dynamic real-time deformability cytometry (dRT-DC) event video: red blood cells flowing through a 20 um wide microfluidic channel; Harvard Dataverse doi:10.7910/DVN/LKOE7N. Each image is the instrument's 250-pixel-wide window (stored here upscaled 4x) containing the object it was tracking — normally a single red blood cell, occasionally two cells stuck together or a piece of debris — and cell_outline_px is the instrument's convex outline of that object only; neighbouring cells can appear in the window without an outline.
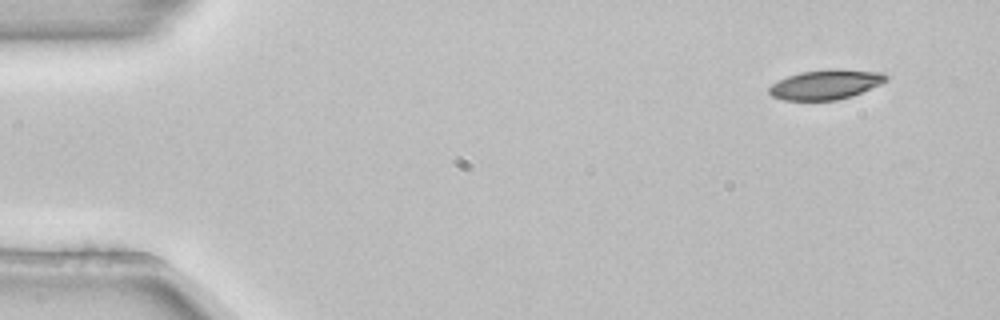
{"species": "common noctule bat (a hibernating species)", "species_latin": "Nyctalus noctula", "temperature_condition": "room temperature", "stored_images_in_passage": 5, "camera_frame_rate_fps": 3000, "um_per_image_px": 0.085, "animal": {"sex": "female", "body_mass_g": 22.7, "forearm_length_mm": 54.2}, "frame": {"image": 1, "passage_image": 1, "time_ms": 0.0, "image_size_px": [1000, 320], "cell_outline_px": [[888, 80], [880, 84], [852, 96], [836, 100], [784, 100], [772, 96], [768, 92], [768, 88], [772, 84], [788, 76], [800, 72], [828, 68], [836, 68], [884, 72], [888, 76]], "centroid_in_image_um": [70.21, 7.16], "position_along_channel_um": 14.8, "area_um2": 20.4}}
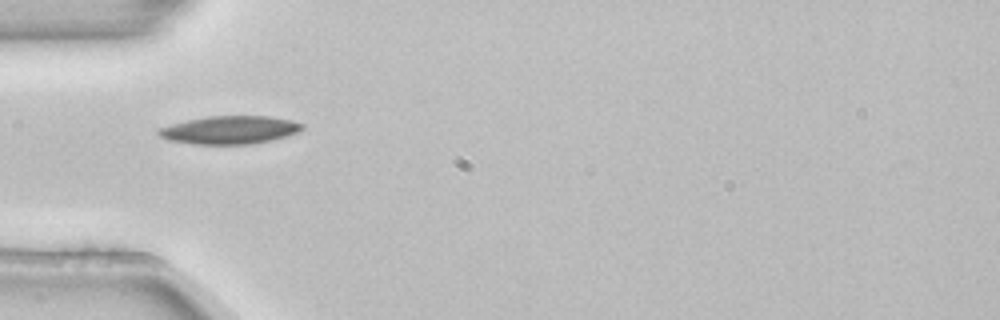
{"frame": {"image": 2, "passage_image": 4, "time_ms": 1.0, "image_size_px": [1000, 320], "cell_outline_px": [[304, 128], [296, 132], [284, 136], [252, 144], [192, 144], [168, 140], [160, 136], [156, 132], [156, 128], [188, 120], [208, 116], [272, 116], [292, 120], [304, 124]], "centroid_in_image_um": [19.49, 11.04], "position_along_channel_um": 65.5, "area_um2": 23.41}}